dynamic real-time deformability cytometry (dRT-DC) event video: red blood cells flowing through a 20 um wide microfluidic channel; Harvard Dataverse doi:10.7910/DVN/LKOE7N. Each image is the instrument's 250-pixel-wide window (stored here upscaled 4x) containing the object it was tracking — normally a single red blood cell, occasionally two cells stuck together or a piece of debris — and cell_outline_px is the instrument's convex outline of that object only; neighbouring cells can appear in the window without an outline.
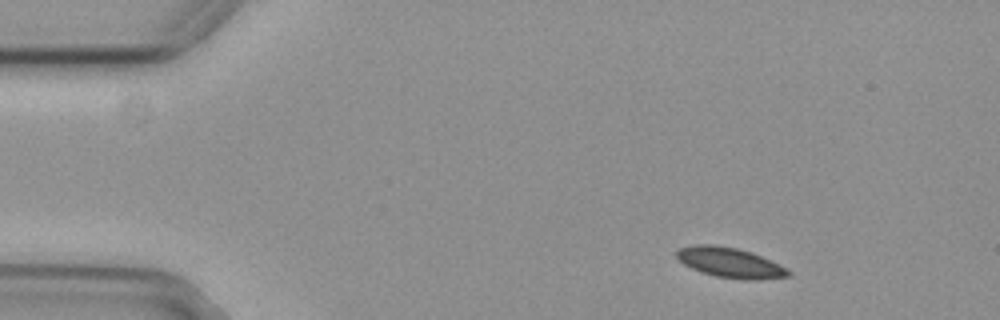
{"species": "common noctule bat (a hibernating species)", "species_latin": "Nyctalus noctula", "temperature_condition": "cold", "stored_images_in_passage": 48, "camera_frame_rate_fps": 3000, "um_per_image_px": 0.085, "animal": {"sex": "female", "body_mass_g": 29.2, "forearm_length_mm": 56.3}, "frame": {"image": 1, "passage_image": 1, "time_ms": 0.0, "image_size_px": [1000, 320], "cell_outline_px": [[792, 276], [752, 280], [748, 280], [716, 276], [700, 272], [684, 264], [676, 256], [676, 252], [680, 248], [696, 244], [712, 244], [736, 248], [752, 252], [780, 264], [788, 268], [792, 272]], "centroid_in_image_um": [62.09, 22.32], "position_along_channel_um": 22.9, "area_um2": 19.59}}
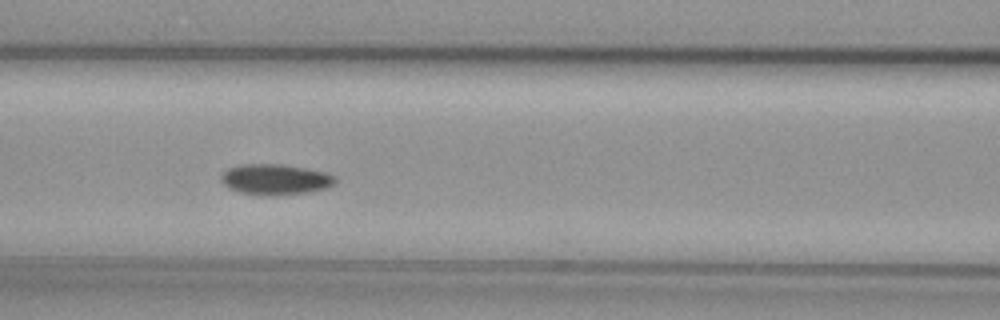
{"frame": {"image": 2, "passage_image": 17, "time_ms": 5.333, "image_size_px": [1000, 320], "cell_outline_px": [[336, 184], [328, 188], [308, 192], [272, 196], [264, 196], [240, 192], [228, 188], [220, 180], [220, 176], [228, 168], [240, 164], [280, 164], [328, 172], [336, 176]], "centroid_in_image_um": [23.42, 15.26], "position_along_channel_um": 143.2, "area_um2": 20.69}}
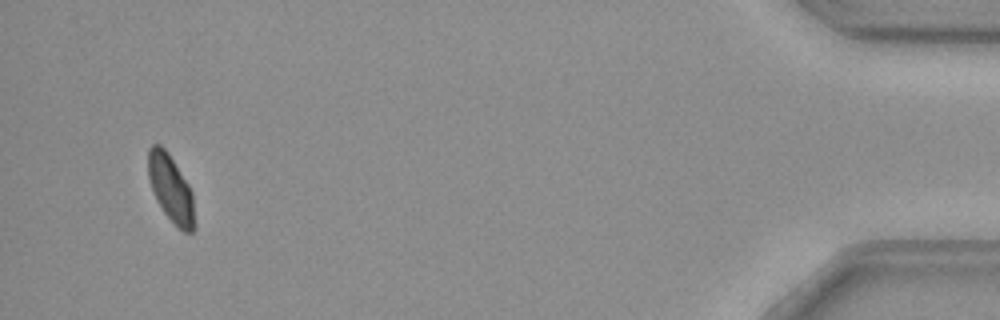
{"frame": {"image": 3, "passage_image": 46, "time_ms": 15.0, "image_size_px": [1000, 320], "cell_outline_px": [[196, 228], [192, 232], [184, 232], [164, 212], [156, 200], [148, 176], [148, 148], [152, 144], [160, 144], [168, 152], [188, 184], [192, 192]], "centroid_in_image_um": [14.53, 16.01], "position_along_channel_um": 420.7, "area_um2": 18.03}, "authors_computed_cell_mechanics": {"area_um2": 19.5075, "velocity_mm_per_s": 3.7417, "shape_relaxation_time_tau1_ms": 6.9477, "shape_relaxation_time_tau2_ms": null, "deformation_change_tau1": 0.1043, "deformation_change_tau2": null}}